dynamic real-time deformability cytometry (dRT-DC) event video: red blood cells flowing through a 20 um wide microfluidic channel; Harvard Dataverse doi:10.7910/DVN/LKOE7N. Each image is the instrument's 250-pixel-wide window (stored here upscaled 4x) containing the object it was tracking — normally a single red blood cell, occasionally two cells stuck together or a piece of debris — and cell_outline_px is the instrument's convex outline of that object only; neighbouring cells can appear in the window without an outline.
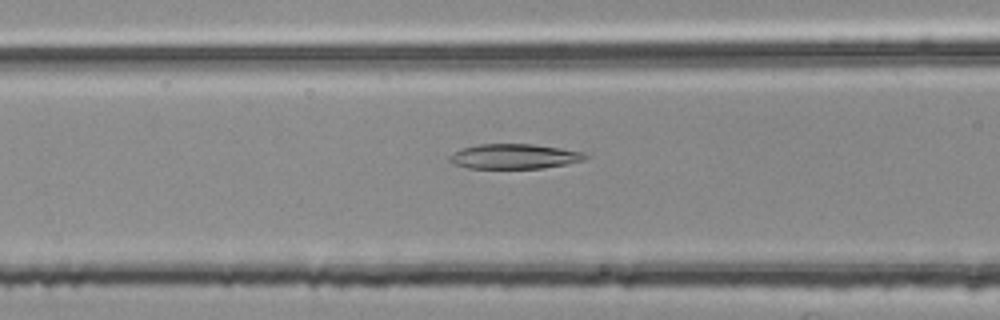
{"species": "common noctule bat (a hibernating species)", "species_latin": "Nyctalus noctula", "temperature_condition": "room temperature", "stored_images_in_passage": 46, "camera_frame_rate_fps": 3000, "um_per_image_px": 0.085, "animal": {"sex": "female", "body_mass_g": 25.1}, "frame": {"image": 1, "passage_image": 13, "time_ms": 4.0, "image_size_px": [1000, 320], "cell_outline_px": [[588, 156], [584, 160], [564, 164], [540, 168], [468, 168], [456, 164], [448, 160], [448, 156], [464, 148], [480, 144], [532, 144], [560, 148], [584, 152]], "centroid_in_image_um": [43.72, 13.29], "position_along_channel_um": 122.9, "area_um2": 19.36}}
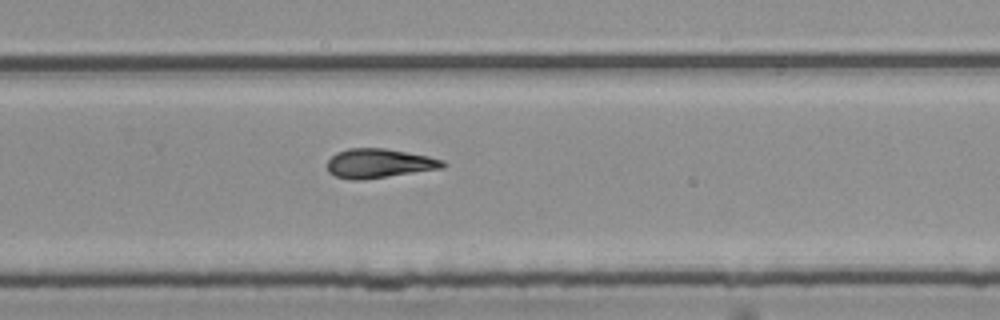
{"frame": {"image": 2, "passage_image": 27, "time_ms": 8.667, "image_size_px": [1000, 320], "cell_outline_px": [[448, 164], [444, 168], [364, 180], [352, 180], [336, 176], [328, 172], [328, 160], [336, 152], [348, 148], [384, 148], [428, 156], [444, 160]], "centroid_in_image_um": [32.24, 13.89], "position_along_channel_um": 297.6, "area_um2": 19.83}}
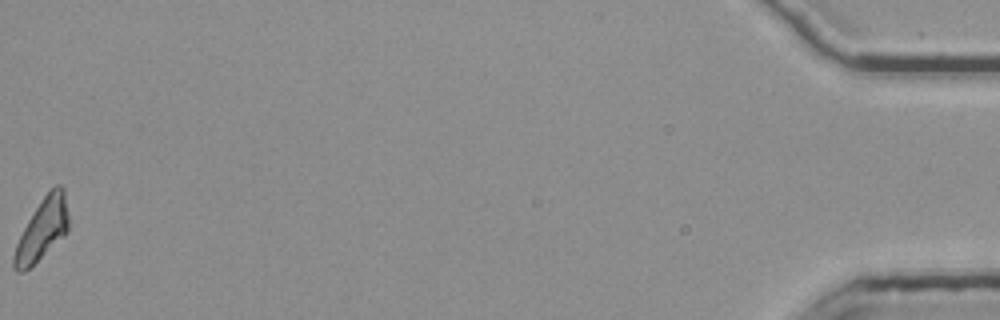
{"frame": {"image": 3, "passage_image": 46, "time_ms": 15.0, "image_size_px": [1000, 320], "cell_outline_px": [[68, 232], [64, 236], [24, 272], [16, 272], [12, 268], [12, 256], [16, 244], [28, 220], [44, 196], [56, 184], [60, 184], [64, 188], [68, 216]], "centroid_in_image_um": [3.57, 19.52], "position_along_channel_um": 431.6, "area_um2": 19.31}, "authors_computed_cell_mechanics": {"area_um2": 19.6231, "velocity_mm_per_s": 3.7459, "shape_relaxation_time_tau1_ms": null, "shape_relaxation_time_tau2_ms": 5.4284, "deformation_change_tau1": null, "deformation_change_tau2": 0.1486}}